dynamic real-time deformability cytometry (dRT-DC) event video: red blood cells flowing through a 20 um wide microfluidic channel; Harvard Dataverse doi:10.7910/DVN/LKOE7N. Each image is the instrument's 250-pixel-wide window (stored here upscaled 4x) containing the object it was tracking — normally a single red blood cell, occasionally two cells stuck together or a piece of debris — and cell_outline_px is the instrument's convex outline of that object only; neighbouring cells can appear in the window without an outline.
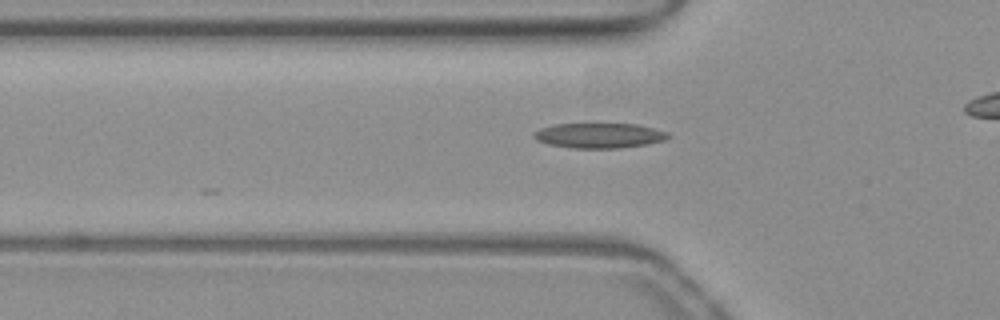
{"species": "common noctule bat (a hibernating species)", "species_latin": "Nyctalus noctula", "temperature_condition": "warm", "stored_images_in_passage": 29, "camera_frame_rate_fps": 3000, "um_per_image_px": 0.085, "animal": {"sex": "female", "body_mass_g": 19.3, "forearm_length_mm": 54.1}, "frame": {"image": 1, "passage_image": 4, "time_ms": 1.0, "image_size_px": [1000, 320], "cell_outline_px": [[672, 136], [664, 140], [644, 144], [620, 148], [572, 148], [548, 144], [536, 140], [532, 136], [532, 132], [540, 128], [552, 124], [636, 124], [668, 132]], "centroid_in_image_um": [50.88, 11.52], "position_along_channel_um": 74.9, "area_um2": 19.59}}
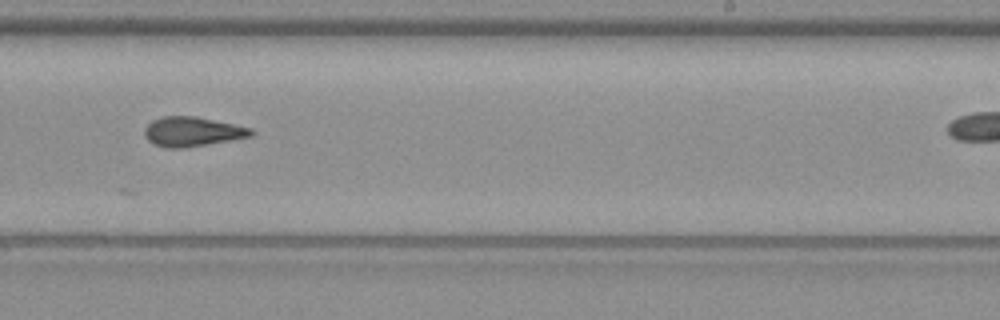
{"frame": {"image": 2, "passage_image": 19, "time_ms": 6.0, "image_size_px": [1000, 320], "cell_outline_px": [[256, 132], [252, 136], [208, 144], [184, 148], [164, 148], [152, 144], [144, 136], [144, 128], [152, 120], [160, 116], [192, 116], [252, 128]], "centroid_in_image_um": [16.3, 11.2], "position_along_channel_um": 272.7, "area_um2": 18.38}}
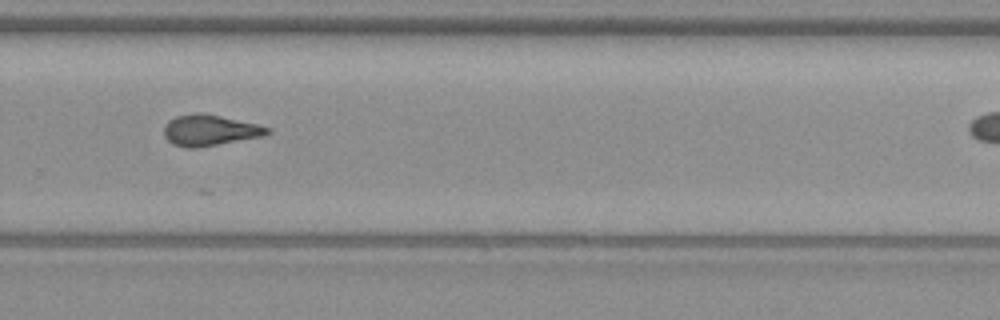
{"frame": {"image": 3, "passage_image": 22, "time_ms": 7.0, "image_size_px": [1000, 320], "cell_outline_px": [[272, 132], [264, 136], [196, 148], [188, 148], [176, 144], [168, 140], [164, 136], [164, 128], [168, 120], [176, 116], [220, 116], [256, 124], [272, 128]], "centroid_in_image_um": [17.89, 11.12], "position_along_channel_um": 311.9, "area_um2": 17.86}}